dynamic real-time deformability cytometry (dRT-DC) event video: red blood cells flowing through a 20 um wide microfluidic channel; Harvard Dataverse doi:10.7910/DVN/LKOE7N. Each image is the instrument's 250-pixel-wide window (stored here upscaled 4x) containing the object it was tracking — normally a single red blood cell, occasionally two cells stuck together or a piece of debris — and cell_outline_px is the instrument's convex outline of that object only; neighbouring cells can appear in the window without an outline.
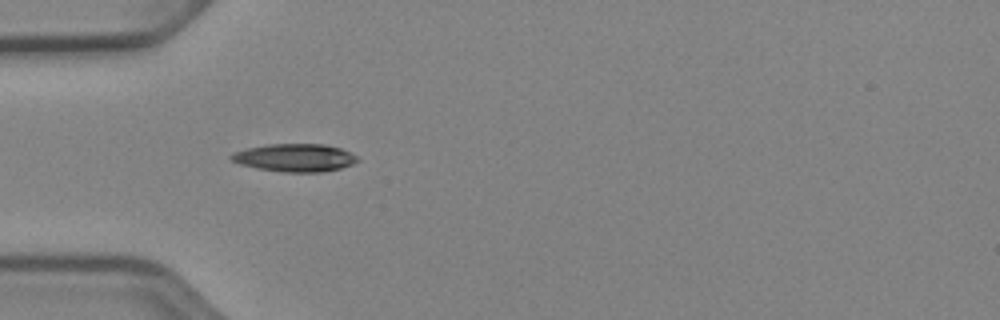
{"species": "Egyptian fruit bat (a non-hibernating species)", "species_latin": "Rousettus aegyptiacus", "temperature_condition": "cold", "stored_images_in_passage": 36, "camera_frame_rate_fps": 3000, "um_per_image_px": 0.085, "animal": {"sex": "female"}, "frame": {"image": 1, "passage_image": 1, "time_ms": 0.0, "image_size_px": [1000, 320], "cell_outline_px": [[360, 160], [352, 164], [340, 168], [324, 172], [284, 172], [256, 168], [240, 164], [232, 160], [228, 156], [232, 152], [248, 148], [268, 144], [324, 144], [340, 148], [356, 156]], "centroid_in_image_um": [25.04, 13.41], "position_along_channel_um": 60.0, "area_um2": 20.46}}
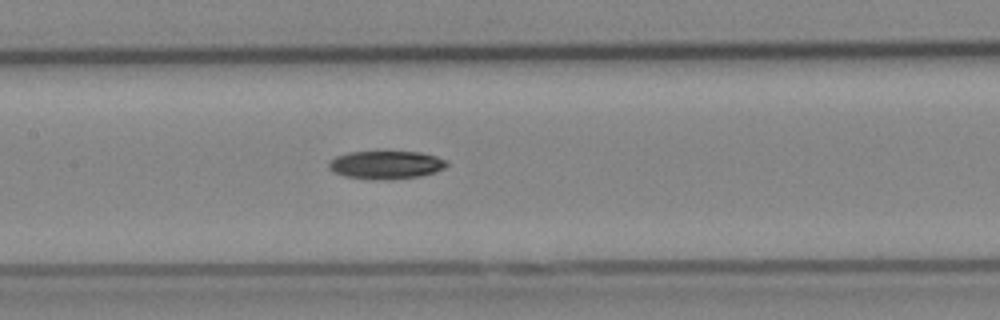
{"frame": {"image": 2, "passage_image": 10, "time_ms": 3.0, "image_size_px": [1000, 320], "cell_outline_px": [[448, 164], [444, 168], [436, 172], [420, 176], [388, 180], [372, 180], [344, 176], [328, 168], [328, 160], [336, 156], [348, 152], [420, 152], [436, 156], [448, 160]], "centroid_in_image_um": [32.81, 14.02], "position_along_channel_um": 174.6, "area_um2": 19.54}}
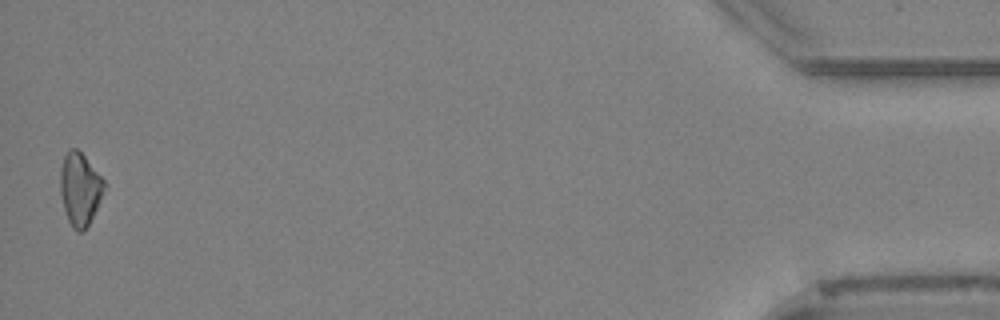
{"frame": {"image": 3, "passage_image": 36, "time_ms": 11.667, "image_size_px": [1000, 320], "cell_outline_px": [[108, 184], [88, 224], [80, 232], [76, 232], [72, 228], [68, 220], [64, 208], [60, 192], [60, 168], [64, 156], [68, 148], [76, 148], [84, 156]], "centroid_in_image_um": [6.79, 16.04], "position_along_channel_um": 428.4, "area_um2": 18.55}, "authors_computed_cell_mechanics": {"area_um2": 19.074, "velocity_mm_per_s": 3.9639, "shape_relaxation_time_tau1_ms": 3.8804, "shape_relaxation_time_tau2_ms": null, "deformation_change_tau1": 0.1111, "deformation_change_tau2": null}}